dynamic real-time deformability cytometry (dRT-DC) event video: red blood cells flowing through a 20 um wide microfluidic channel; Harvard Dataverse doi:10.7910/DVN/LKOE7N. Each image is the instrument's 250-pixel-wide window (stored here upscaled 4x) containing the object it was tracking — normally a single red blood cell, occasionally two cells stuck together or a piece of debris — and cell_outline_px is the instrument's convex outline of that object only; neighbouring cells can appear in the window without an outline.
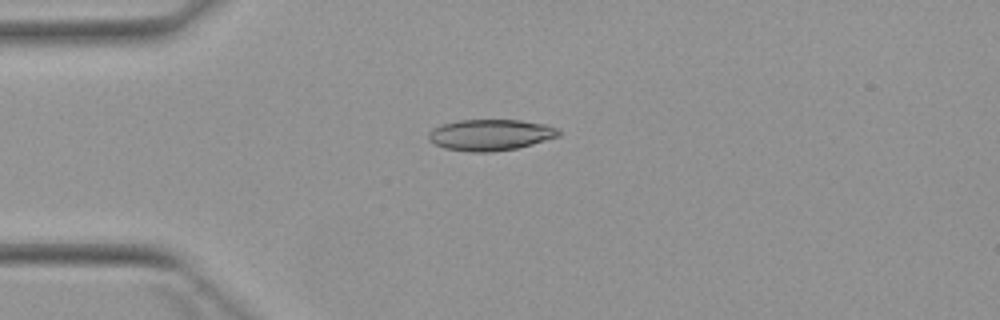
{"species": "Egyptian fruit bat (a non-hibernating species)", "species_latin": "Rousettus aegyptiacus", "temperature_condition": "warm", "stored_images_in_passage": 4, "camera_frame_rate_fps": 3000, "um_per_image_px": 0.085, "animal": {"sex": "female"}, "frame": {"image": 1, "passage_image": 1, "time_ms": 0.0, "image_size_px": [1000, 320], "cell_outline_px": [[560, 136], [532, 144], [516, 148], [492, 152], [472, 152], [444, 148], [428, 140], [428, 132], [432, 128], [444, 124], [460, 120], [520, 120], [544, 124], [556, 128], [560, 132]], "centroid_in_image_um": [41.67, 11.47], "position_along_channel_um": 43.3, "area_um2": 23.52}}
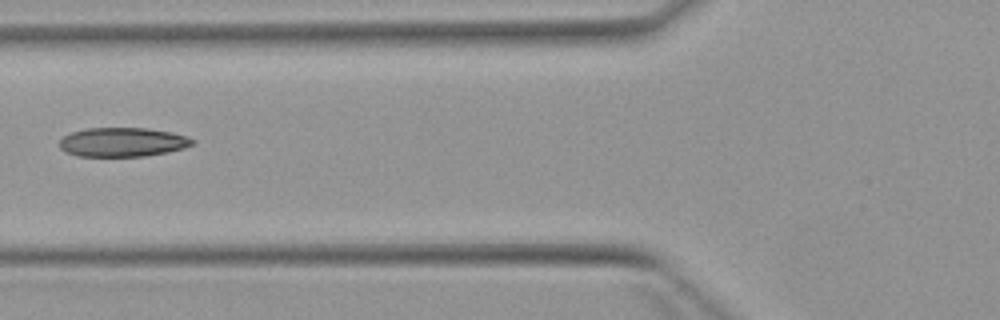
{"frame": {"image": 2, "passage_image": 3, "time_ms": 2.333, "image_size_px": [1000, 320], "cell_outline_px": [[196, 140], [192, 144], [184, 148], [168, 152], [144, 156], [76, 156], [64, 152], [60, 148], [60, 140], [64, 136], [72, 132], [88, 128], [148, 128], [172, 132]], "centroid_in_image_um": [10.41, 12.08], "position_along_channel_um": 115.4, "area_um2": 22.54}}
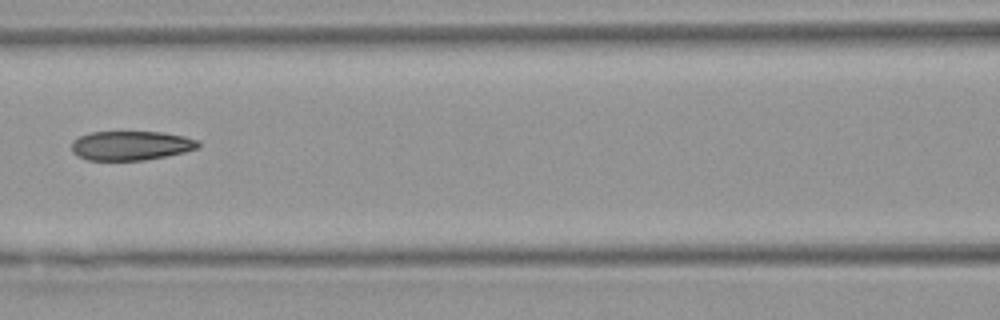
{"frame": {"image": 3, "passage_image": 4, "time_ms": 3.333, "image_size_px": [1000, 320], "cell_outline_px": [[200, 148], [184, 152], [144, 160], [88, 160], [76, 156], [72, 152], [72, 140], [80, 136], [92, 132], [160, 132], [184, 136], [200, 140]], "centroid_in_image_um": [11.14, 12.37], "position_along_channel_um": 155.5, "area_um2": 21.68}}